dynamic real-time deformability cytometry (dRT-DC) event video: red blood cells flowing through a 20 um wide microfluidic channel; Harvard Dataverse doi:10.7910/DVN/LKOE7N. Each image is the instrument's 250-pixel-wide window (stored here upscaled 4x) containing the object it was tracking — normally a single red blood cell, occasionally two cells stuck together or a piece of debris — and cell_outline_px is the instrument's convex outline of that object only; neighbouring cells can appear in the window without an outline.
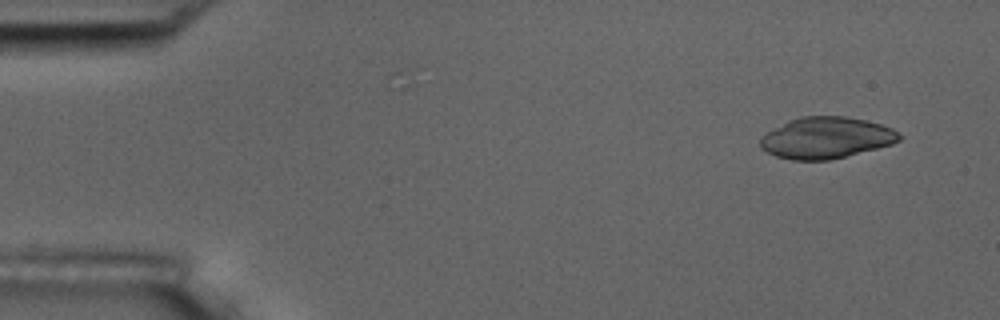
{"species": "common noctule bat (a hibernating species)", "species_latin": "Nyctalus noctula", "temperature_condition": "room temperature", "stored_images_in_passage": 4, "camera_frame_rate_fps": 3000, "um_per_image_px": 0.085, "animal": {"sex": "male", "body_mass_g": 17.5, "forearm_length_mm": 52.3}, "frame": {"image": 1, "passage_image": 1, "time_ms": 0.0, "image_size_px": [1000, 320], "cell_outline_px": [[900, 140], [892, 144], [828, 160], [792, 160], [776, 156], [760, 148], [760, 136], [788, 120], [800, 116], [848, 116], [880, 124], [892, 128], [900, 136]], "centroid_in_image_um": [70.18, 11.7], "position_along_channel_um": 14.8, "area_um2": 33.29}}